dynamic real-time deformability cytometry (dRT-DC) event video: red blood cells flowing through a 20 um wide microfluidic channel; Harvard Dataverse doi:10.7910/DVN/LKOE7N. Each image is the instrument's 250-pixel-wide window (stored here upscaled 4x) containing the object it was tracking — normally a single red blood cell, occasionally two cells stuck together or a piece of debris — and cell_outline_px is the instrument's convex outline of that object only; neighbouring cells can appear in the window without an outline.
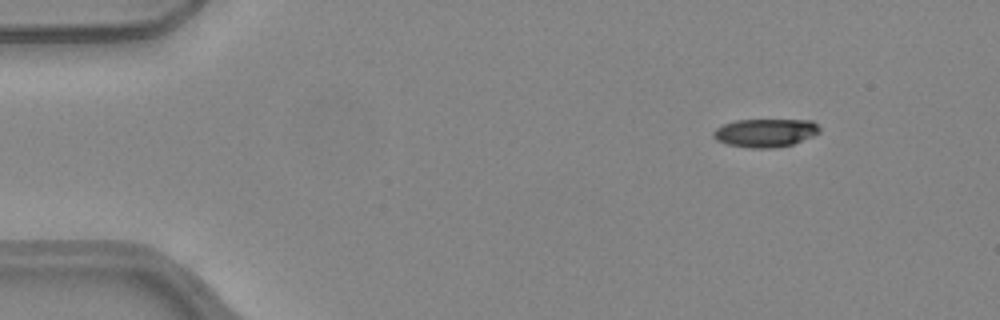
{"species": "common noctule bat (a hibernating species)", "species_latin": "Nyctalus noctula", "temperature_condition": "warm", "stored_images_in_passage": 20, "segment_of_instrument_passage": [1, 2], "camera_frame_rate_fps": 3000, "um_per_image_px": 0.085, "animal": {"sex": "female", "body_mass_g": 24.6, "forearm_length_mm": 56.2}, "frame": {"image": 1, "passage_image": 1, "time_ms": 0.0, "image_size_px": [1000, 320], "cell_outline_px": [[820, 132], [812, 136], [792, 144], [772, 148], [748, 148], [728, 144], [716, 140], [712, 136], [712, 132], [716, 128], [724, 124], [736, 120], [812, 120], [820, 128]], "centroid_in_image_um": [65.03, 11.29], "position_along_channel_um": 20.0, "area_um2": 17.46}}
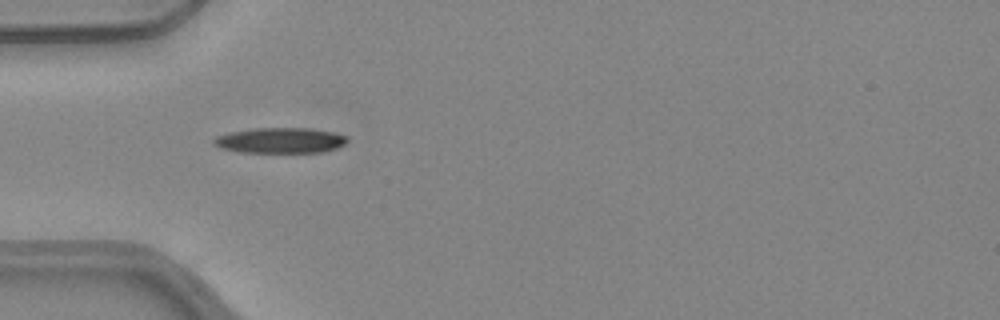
{"frame": {"image": 2, "passage_image": 11, "time_ms": 3.333, "image_size_px": [1000, 320], "cell_outline_px": [[348, 140], [344, 144], [336, 148], [320, 152], [240, 152], [220, 148], [212, 144], [212, 140], [216, 136], [228, 132], [252, 128], [312, 128], [332, 132], [348, 136]], "centroid_in_image_um": [23.78, 11.92], "position_along_channel_um": 61.2, "area_um2": 19.94}}
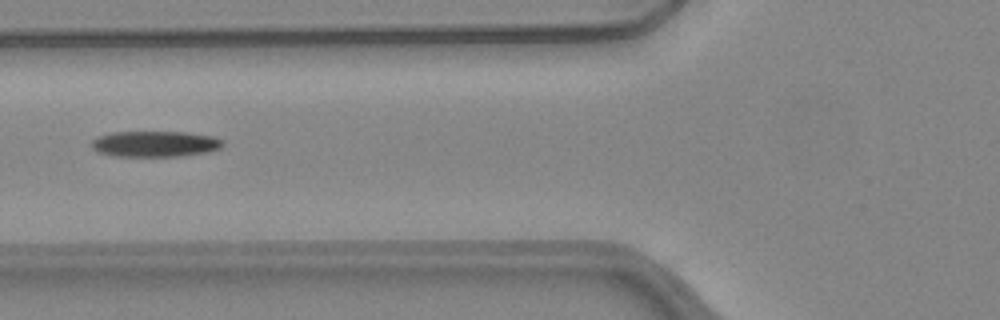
{"frame": {"image": 3, "passage_image": 15, "time_ms": 4.667, "image_size_px": [1000, 320], "cell_outline_px": [[224, 144], [220, 148], [208, 152], [180, 156], [112, 156], [96, 152], [92, 148], [92, 140], [100, 136], [112, 132], [184, 132], [212, 136], [224, 140]], "centroid_in_image_um": [13.18, 12.24], "position_along_channel_um": 112.6, "area_um2": 19.83}}